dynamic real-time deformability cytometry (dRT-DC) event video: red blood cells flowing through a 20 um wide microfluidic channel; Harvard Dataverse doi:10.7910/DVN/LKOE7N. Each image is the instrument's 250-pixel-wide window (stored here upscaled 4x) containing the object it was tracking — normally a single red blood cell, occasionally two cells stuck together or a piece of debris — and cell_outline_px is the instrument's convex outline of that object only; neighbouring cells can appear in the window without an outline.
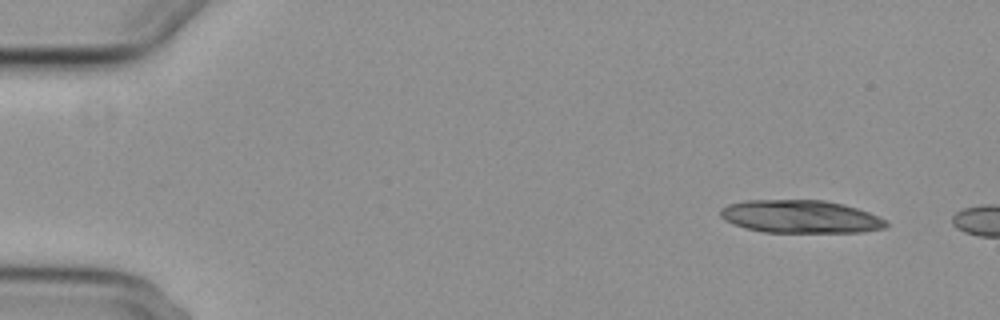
{"species": "common noctule bat (a hibernating species)", "species_latin": "Nyctalus noctula", "temperature_condition": "cold", "stored_images_in_passage": 3, "camera_frame_rate_fps": 3000, "um_per_image_px": 0.085, "animal": {"sex": "female", "body_mass_g": 29.2, "forearm_length_mm": 56.3}, "frame": {"image": 1, "passage_image": 1, "time_ms": 0.0, "image_size_px": [1000, 320], "cell_outline_px": [[888, 228], [864, 232], [764, 232], [744, 228], [732, 224], [724, 220], [720, 216], [720, 208], [728, 204], [744, 200], [824, 200], [844, 204], [868, 212], [888, 220]], "centroid_in_image_um": [68.04, 18.41], "position_along_channel_um": 17.0, "area_um2": 32.14}}